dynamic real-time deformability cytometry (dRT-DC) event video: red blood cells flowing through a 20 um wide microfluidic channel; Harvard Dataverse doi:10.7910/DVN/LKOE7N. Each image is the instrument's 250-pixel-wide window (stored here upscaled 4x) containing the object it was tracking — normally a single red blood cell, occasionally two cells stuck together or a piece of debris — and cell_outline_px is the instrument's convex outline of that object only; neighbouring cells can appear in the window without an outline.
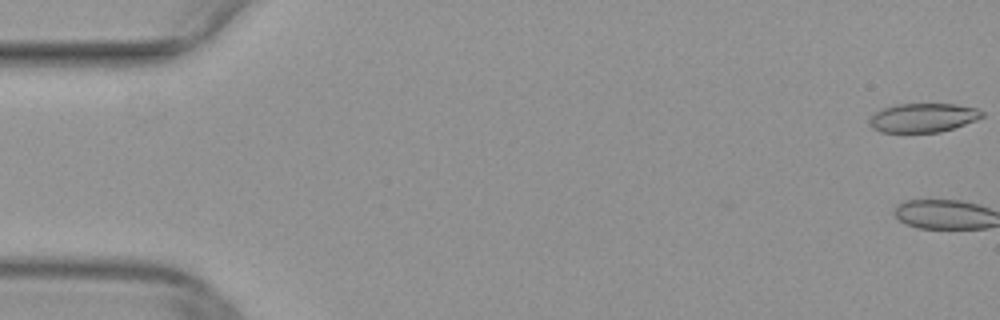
{"species": "common noctule bat (a hibernating species)", "species_latin": "Nyctalus noctula", "temperature_condition": "warm", "stored_images_in_passage": 3, "camera_frame_rate_fps": 3000, "um_per_image_px": 0.085, "animal": {"sex": "female", "body_mass_g": 29.2, "forearm_length_mm": 56.3}, "frame": {"image": 1, "passage_image": 1, "time_ms": 0.0, "image_size_px": [1000, 320], "cell_outline_px": [[984, 116], [976, 120], [940, 132], [880, 132], [872, 128], [868, 124], [868, 120], [876, 112], [884, 108], [896, 104], [956, 104], [976, 108], [984, 112]], "centroid_in_image_um": [78.45, 10.0], "position_along_channel_um": 6.6, "area_um2": 18.96}}